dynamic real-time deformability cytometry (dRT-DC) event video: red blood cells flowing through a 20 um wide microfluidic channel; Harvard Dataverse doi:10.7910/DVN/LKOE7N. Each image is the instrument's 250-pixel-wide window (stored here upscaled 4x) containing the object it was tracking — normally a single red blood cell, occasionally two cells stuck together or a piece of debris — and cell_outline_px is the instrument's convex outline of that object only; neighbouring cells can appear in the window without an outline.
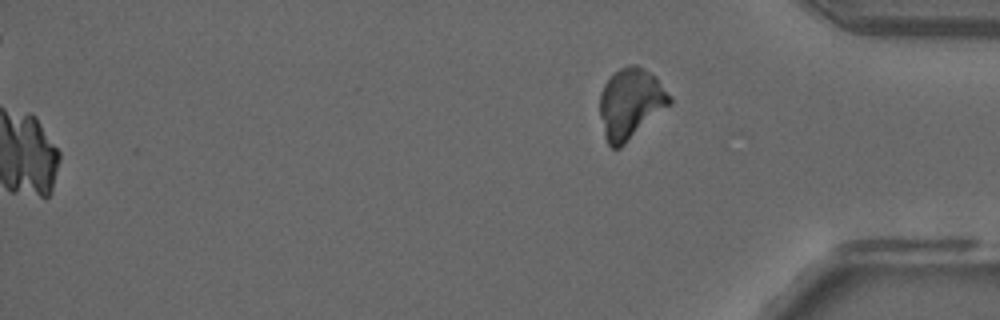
{"species": "common noctule bat (a hibernating species)", "species_latin": "Nyctalus noctula", "temperature_condition": "room temperature", "stored_images_in_passage": 39, "camera_frame_rate_fps": 3000, "um_per_image_px": 0.085, "animal": {"sex": "male", "forearm_length_mm": 52.5}, "frame": {"image": 1, "passage_image": 39, "time_ms": 12.667, "image_size_px": [1000, 320], "cell_outline_px": [[672, 104], [620, 148], [612, 148], [608, 144], [604, 136], [600, 116], [600, 92], [604, 84], [620, 68], [628, 64], [636, 64], [644, 68], [656, 76], [672, 96]], "centroid_in_image_um": [53.62, 8.79], "position_along_channel_um": 381.6, "area_um2": 28.96}}